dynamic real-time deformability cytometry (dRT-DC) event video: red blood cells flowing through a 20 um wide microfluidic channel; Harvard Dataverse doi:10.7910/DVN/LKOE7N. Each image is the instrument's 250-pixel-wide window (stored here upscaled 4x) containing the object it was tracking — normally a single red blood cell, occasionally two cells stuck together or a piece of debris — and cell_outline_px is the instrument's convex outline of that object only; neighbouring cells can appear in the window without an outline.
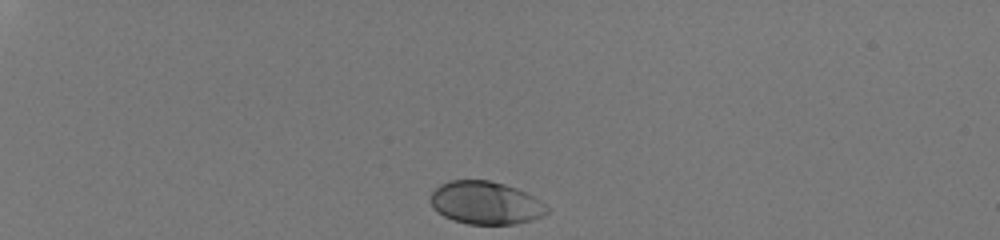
{"species": "human", "species_latin": "Homo sapiens", "temperature_condition": "room temperature", "stored_images_in_passage": 34, "camera_frame_rate_fps": 3000, "um_per_image_px": 0.085, "donor": {"sex": "male"}, "frame": {"image": 1, "passage_image": 1, "time_ms": 0.0, "image_size_px": [1000, 240], "cell_outline_px": [[548, 212], [544, 216], [532, 220], [516, 224], [468, 224], [452, 220], [444, 216], [432, 208], [428, 200], [432, 192], [440, 184], [448, 180], [488, 180], [504, 184], [516, 188], [532, 196], [544, 204], [548, 208]], "centroid_in_image_um": [41.23, 17.25], "position_along_channel_um": 43.8, "area_um2": 29.25}}
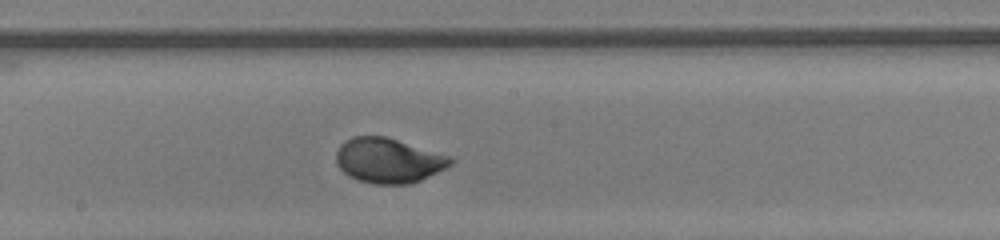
{"frame": {"image": 2, "passage_image": 20, "time_ms": 6.333, "image_size_px": [1000, 240], "cell_outline_px": [[456, 160], [452, 164], [420, 180], [408, 184], [372, 184], [356, 180], [348, 176], [336, 164], [336, 152], [340, 144], [352, 136], [384, 136], [452, 156]], "centroid_in_image_um": [33.0, 13.64], "position_along_channel_um": 215.2, "area_um2": 30.0}}
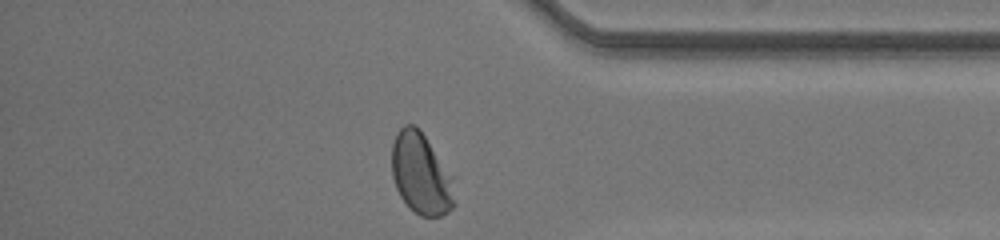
{"frame": {"image": 3, "passage_image": 34, "time_ms": 11.0, "image_size_px": [1000, 240], "cell_outline_px": [[456, 204], [448, 212], [440, 216], [420, 216], [400, 196], [396, 188], [392, 176], [392, 144], [396, 132], [404, 124], [416, 124], [420, 128], [452, 176]], "centroid_in_image_um": [35.78, 14.75], "position_along_channel_um": 399.4, "area_um2": 29.77}, "authors_computed_cell_mechanics": {"area_um2": 29.3046, "velocity_mm_per_s": 4.0675, "shape_relaxation_time_tau1_ms": 2.3042, "shape_relaxation_time_tau2_ms": null, "deformation_change_tau1": 0.148, "deformation_change_tau2": null}}